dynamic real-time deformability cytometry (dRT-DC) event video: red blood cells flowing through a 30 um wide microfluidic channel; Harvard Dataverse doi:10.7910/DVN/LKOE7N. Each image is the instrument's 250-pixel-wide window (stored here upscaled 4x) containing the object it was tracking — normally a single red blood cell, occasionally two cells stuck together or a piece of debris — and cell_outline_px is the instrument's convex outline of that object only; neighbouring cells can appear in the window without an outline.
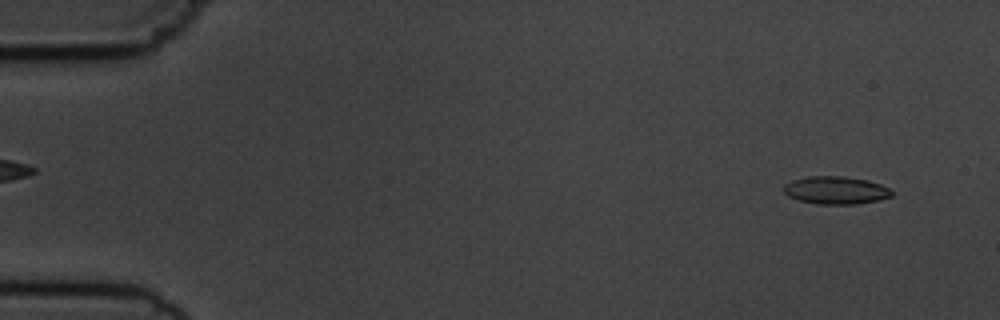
{"species": "common noctule bat (a hibernating species)", "species_latin": "Nyctalus noctula", "temperature_condition": "cold", "stored_images_in_passage": 6, "segment_of_instrument_passage": [2, 2], "camera_frame_rate_fps": 3000, "um_per_image_px": 0.085, "animal": {"sex": "male", "body_mass_g": 19.5, "forearm_length_mm": 54.6}, "frame": {"image": 1, "passage_image": 6, "time_ms": 6.0, "image_size_px": [1000, 320], "cell_outline_px": [[892, 196], [880, 200], [856, 204], [816, 204], [800, 200], [788, 196], [784, 192], [784, 184], [792, 180], [808, 176], [844, 176], [868, 180], [880, 184], [888, 188], [892, 192]], "centroid_in_image_um": [71.04, 16.17], "position_along_channel_um": 14.0, "area_um2": 17.51}}